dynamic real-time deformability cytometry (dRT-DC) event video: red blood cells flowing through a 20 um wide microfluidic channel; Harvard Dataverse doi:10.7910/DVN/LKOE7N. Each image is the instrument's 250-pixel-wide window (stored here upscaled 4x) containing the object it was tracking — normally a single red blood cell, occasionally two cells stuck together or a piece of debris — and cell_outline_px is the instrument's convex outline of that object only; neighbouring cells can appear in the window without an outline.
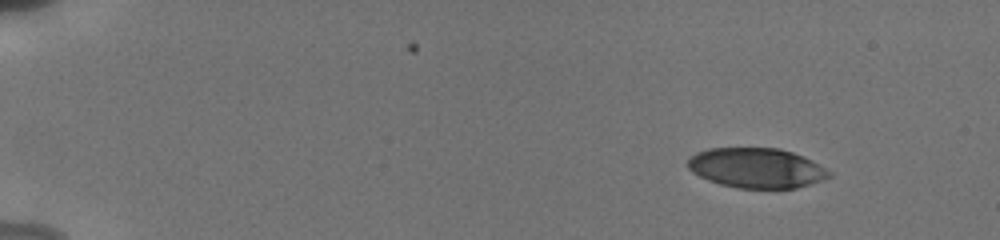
{"species": "human", "species_latin": "Homo sapiens", "temperature_condition": "cold", "stored_images_in_passage": 8, "camera_frame_rate_fps": 3000, "um_per_image_px": 0.085, "donor": {"sex": "male"}, "frame": {"image": 1, "passage_image": 2, "time_ms": 1.0, "image_size_px": [1000, 240], "cell_outline_px": [[832, 176], [824, 180], [796, 188], [736, 188], [720, 184], [708, 180], [692, 172], [688, 168], [688, 160], [696, 152], [708, 148], [780, 148], [804, 156], [812, 160], [832, 172]], "centroid_in_image_um": [64.33, 14.28], "position_along_channel_um": 20.7, "area_um2": 33.06}}
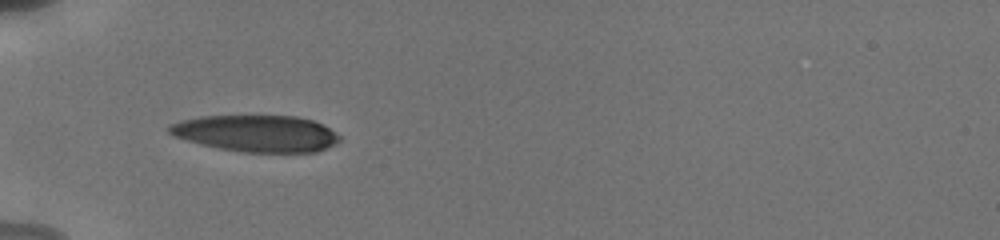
{"frame": {"image": 2, "passage_image": 7, "time_ms": 5.333, "image_size_px": [1000, 240], "cell_outline_px": [[340, 140], [336, 144], [316, 152], [244, 152], [220, 148], [172, 136], [168, 132], [168, 124], [180, 120], [200, 116], [296, 116], [312, 120], [328, 128], [340, 136]], "centroid_in_image_um": [21.77, 11.34], "position_along_channel_um": 63.2, "area_um2": 36.18}}